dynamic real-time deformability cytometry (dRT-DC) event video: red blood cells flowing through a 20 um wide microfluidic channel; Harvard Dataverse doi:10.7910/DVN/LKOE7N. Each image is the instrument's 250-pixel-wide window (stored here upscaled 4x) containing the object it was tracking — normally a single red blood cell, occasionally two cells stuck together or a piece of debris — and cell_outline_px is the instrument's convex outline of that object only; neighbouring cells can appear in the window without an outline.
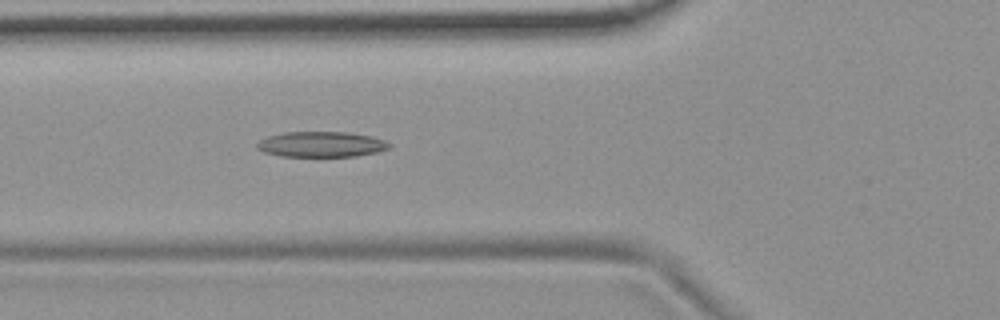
{"species": "common noctule bat (a hibernating species)", "species_latin": "Nyctalus noctula", "temperature_condition": "room temperature", "stored_images_in_passage": 5, "camera_frame_rate_fps": 3000, "um_per_image_px": 0.085, "animal": {"sex": "female", "body_mass_g": 19.9}, "frame": {"image": 1, "passage_image": 5, "time_ms": 1.333, "image_size_px": [1000, 320], "cell_outline_px": [[392, 144], [388, 148], [376, 152], [356, 156], [280, 156], [264, 152], [256, 148], [256, 144], [260, 140], [268, 136], [284, 132], [348, 132], [372, 136], [384, 140]], "centroid_in_image_um": [27.3, 12.26], "position_along_channel_um": 98.5, "area_um2": 19.59}}